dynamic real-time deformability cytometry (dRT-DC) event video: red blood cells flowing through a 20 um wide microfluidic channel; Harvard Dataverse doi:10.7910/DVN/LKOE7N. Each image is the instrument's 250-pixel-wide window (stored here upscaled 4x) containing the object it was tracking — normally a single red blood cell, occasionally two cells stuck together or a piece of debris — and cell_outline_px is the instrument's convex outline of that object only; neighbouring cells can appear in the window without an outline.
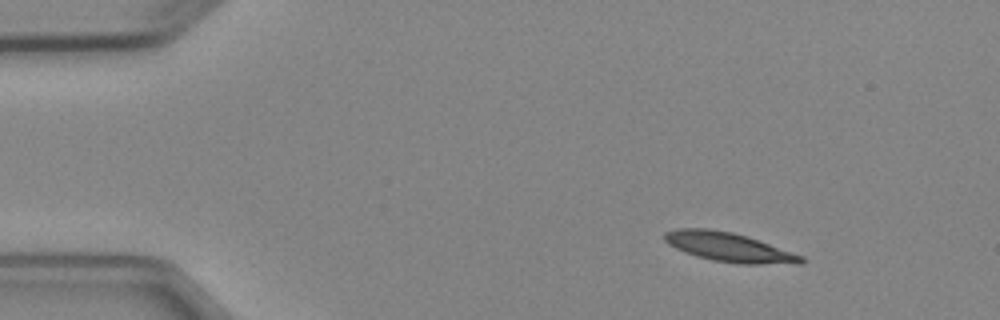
{"species": "Egyptian fruit bat (a non-hibernating species)", "species_latin": "Rousettus aegyptiacus", "temperature_condition": "cold", "stored_images_in_passage": 6, "camera_frame_rate_fps": 3000, "um_per_image_px": 0.085, "animal": {"sex": "female"}, "frame": {"image": 1, "passage_image": 2, "time_ms": 1.333, "image_size_px": [1000, 320], "cell_outline_px": [[804, 264], [740, 264], [712, 260], [696, 256], [684, 252], [668, 244], [664, 240], [664, 232], [676, 228], [708, 228], [732, 232], [804, 256]], "centroid_in_image_um": [61.93, 21.01], "position_along_channel_um": 23.1, "area_um2": 23.12}}
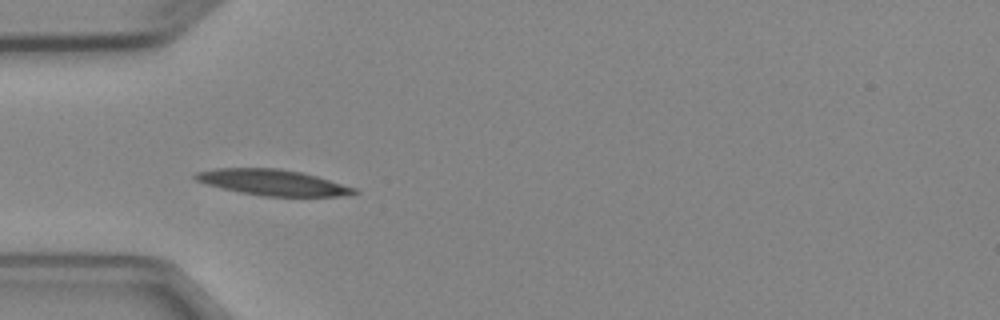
{"frame": {"image": 2, "passage_image": 4, "time_ms": 4.333, "image_size_px": [1000, 320], "cell_outline_px": [[360, 192], [340, 196], [264, 196], [240, 192], [208, 184], [196, 180], [192, 176], [196, 172], [216, 168], [280, 168], [300, 172], [316, 176], [356, 188]], "centroid_in_image_um": [23.18, 15.5], "position_along_channel_um": 61.8, "area_um2": 23.64}}